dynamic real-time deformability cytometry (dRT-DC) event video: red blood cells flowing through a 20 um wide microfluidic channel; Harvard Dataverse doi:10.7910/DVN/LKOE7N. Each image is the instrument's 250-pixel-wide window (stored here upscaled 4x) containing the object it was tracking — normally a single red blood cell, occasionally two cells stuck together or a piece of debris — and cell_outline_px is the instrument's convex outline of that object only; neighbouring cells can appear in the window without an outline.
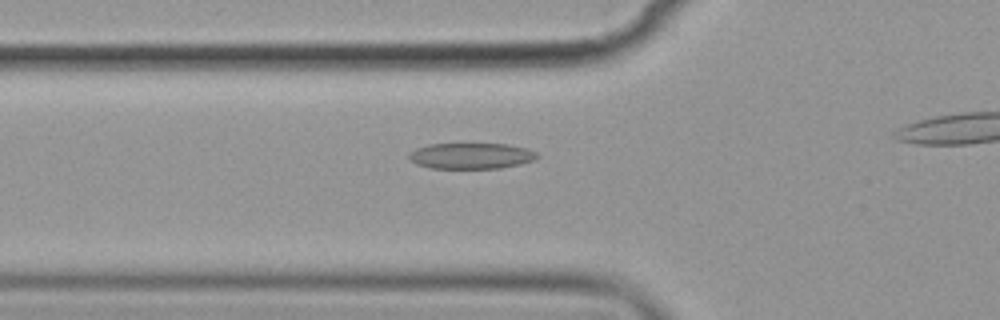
{"species": "common noctule bat (a hibernating species)", "species_latin": "Nyctalus noctula", "temperature_condition": "cold", "stored_images_in_passage": 38, "camera_frame_rate_fps": 3000, "um_per_image_px": 0.085, "animal": {"sex": "female", "body_mass_g": 19.9}, "frame": {"image": 1, "passage_image": 11, "time_ms": 3.333, "image_size_px": [1000, 320], "cell_outline_px": [[540, 156], [536, 160], [520, 164], [500, 168], [428, 168], [416, 164], [408, 156], [408, 152], [416, 148], [428, 144], [508, 144], [528, 148], [536, 152]], "centroid_in_image_um": [40.07, 13.24], "position_along_channel_um": 85.7, "area_um2": 19.54}}
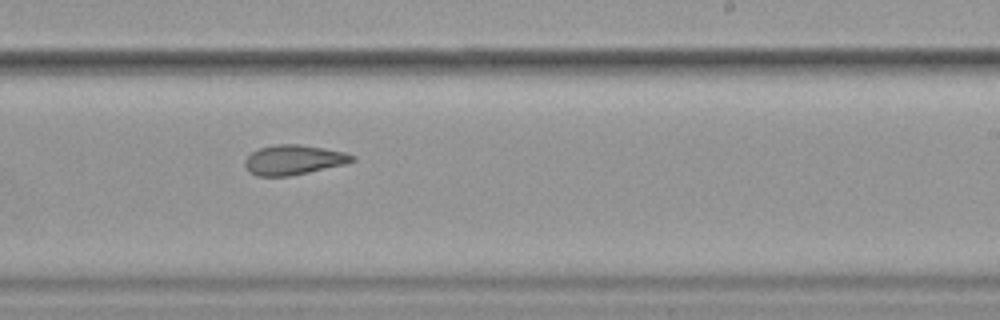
{"frame": {"image": 2, "passage_image": 26, "time_ms": 8.333, "image_size_px": [1000, 320], "cell_outline_px": [[356, 160], [344, 164], [308, 172], [288, 176], [256, 176], [248, 172], [244, 164], [244, 160], [252, 152], [260, 148], [276, 144], [300, 144], [324, 148], [344, 152], [356, 156]], "centroid_in_image_um": [24.94, 13.58], "position_along_channel_um": 264.1, "area_um2": 18.61}}
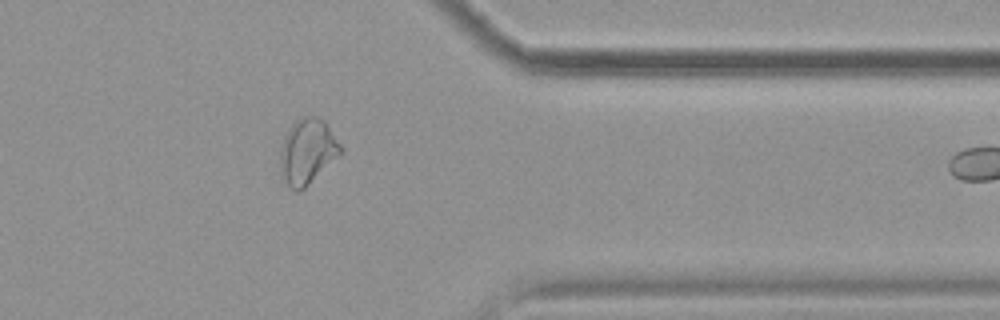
{"frame": {"image": 3, "passage_image": 37, "time_ms": 12.0, "image_size_px": [1000, 320], "cell_outline_px": [[344, 152], [300, 192], [296, 192], [288, 184], [280, 168], [280, 148], [284, 136], [288, 128], [296, 120], [308, 116], [316, 116], [324, 120], [344, 148]], "centroid_in_image_um": [26.16, 12.86], "position_along_channel_um": 385.2, "area_um2": 23.06}}